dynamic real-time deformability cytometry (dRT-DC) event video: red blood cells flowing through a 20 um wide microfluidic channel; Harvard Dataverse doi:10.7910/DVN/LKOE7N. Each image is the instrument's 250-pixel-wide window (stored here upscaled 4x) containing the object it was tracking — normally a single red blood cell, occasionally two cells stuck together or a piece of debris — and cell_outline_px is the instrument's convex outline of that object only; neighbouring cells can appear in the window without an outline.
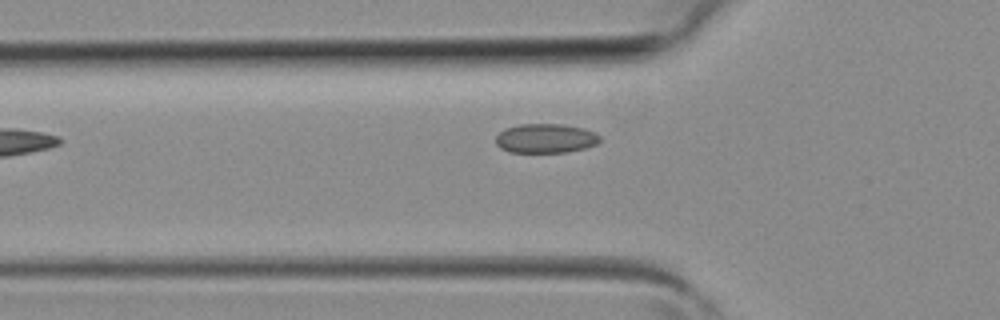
{"species": "common noctule bat (a hibernating species)", "species_latin": "Nyctalus noctula", "temperature_condition": "room temperature", "stored_images_in_passage": 3, "segment_of_instrument_passage": [1, 2], "camera_frame_rate_fps": 3000, "um_per_image_px": 0.085, "animal": {"sex": "female", "body_mass_g": 19.3, "forearm_length_mm": 54.1}, "frame": {"image": 1, "passage_image": 2, "time_ms": 0.333, "image_size_px": [1000, 320], "cell_outline_px": [[600, 140], [596, 144], [584, 148], [564, 152], [508, 152], [500, 148], [496, 144], [496, 136], [504, 128], [520, 124], [564, 124], [584, 128], [596, 132], [600, 136]], "centroid_in_image_um": [46.37, 11.75], "position_along_channel_um": 79.4, "area_um2": 17.86}}